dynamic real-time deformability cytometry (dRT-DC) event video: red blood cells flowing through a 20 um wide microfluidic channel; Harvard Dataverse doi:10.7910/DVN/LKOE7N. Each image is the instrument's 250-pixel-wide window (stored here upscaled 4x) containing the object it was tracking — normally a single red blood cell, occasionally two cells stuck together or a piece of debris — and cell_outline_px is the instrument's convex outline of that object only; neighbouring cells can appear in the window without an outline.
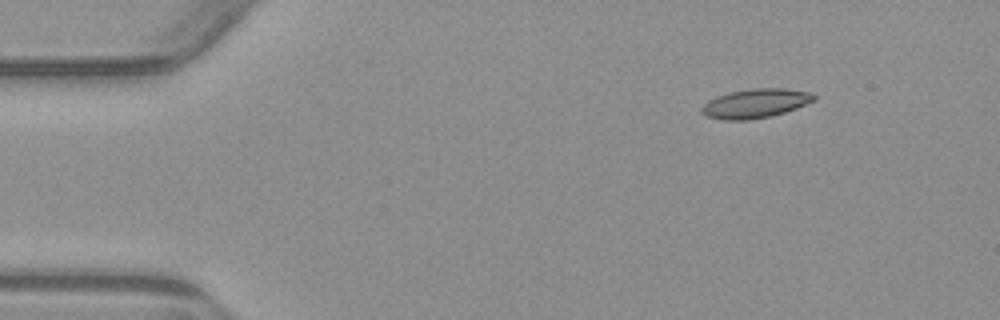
{"species": "common noctule bat (a hibernating species)", "species_latin": "Nyctalus noctula", "temperature_condition": "warm", "stored_images_in_passage": 4, "camera_frame_rate_fps": 3000, "um_per_image_px": 0.085, "animal": {"sex": "male", "body_mass_g": 23.1, "forearm_length_mm": 52.7}, "frame": {"image": 1, "passage_image": 1, "time_ms": 0.0, "image_size_px": [1000, 320], "cell_outline_px": [[816, 100], [796, 108], [772, 116], [748, 120], [724, 120], [704, 116], [700, 112], [700, 108], [708, 100], [716, 96], [728, 92], [752, 88], [788, 88], [812, 92], [816, 96]], "centroid_in_image_um": [64.2, 8.78], "position_along_channel_um": 20.8, "area_um2": 19.42}}
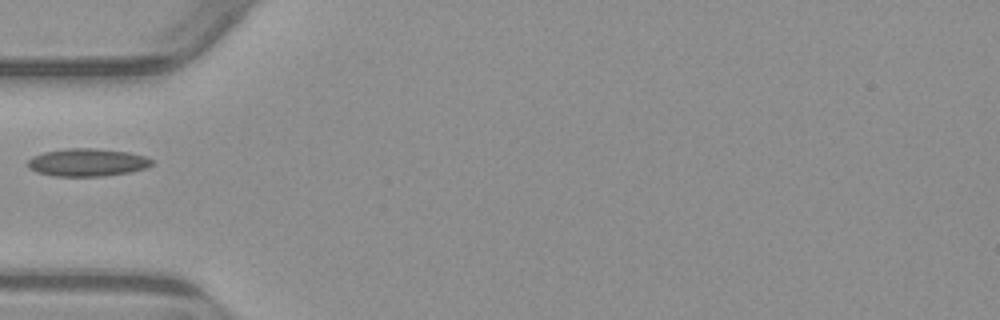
{"frame": {"image": 2, "passage_image": 4, "time_ms": 3.667, "image_size_px": [1000, 320], "cell_outline_px": [[152, 164], [144, 168], [128, 172], [104, 176], [56, 176], [36, 172], [28, 168], [28, 160], [32, 156], [44, 152], [68, 148], [92, 148], [128, 152], [144, 156], [152, 160]], "centroid_in_image_um": [7.37, 13.8], "position_along_channel_um": 77.6, "area_um2": 19.88}}